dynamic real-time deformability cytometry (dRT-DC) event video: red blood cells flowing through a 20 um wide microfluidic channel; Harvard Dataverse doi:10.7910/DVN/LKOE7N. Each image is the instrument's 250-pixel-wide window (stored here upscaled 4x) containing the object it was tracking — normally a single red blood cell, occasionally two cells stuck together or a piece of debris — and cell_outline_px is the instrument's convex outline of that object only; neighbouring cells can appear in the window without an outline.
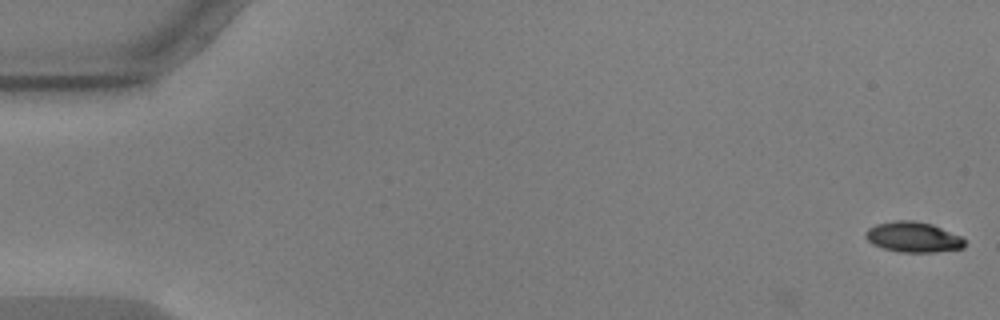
{"species": "common noctule bat (a hibernating species)", "species_latin": "Nyctalus noctula", "temperature_condition": "warm", "stored_images_in_passage": 54, "camera_frame_rate_fps": 3000, "um_per_image_px": 0.085, "animal": {"sex": "male", "body_mass_g": 17.9, "forearm_length_mm": 54.2}, "frame": {"image": 1, "passage_image": 1, "time_ms": 0.0, "image_size_px": [1000, 320], "cell_outline_px": [[964, 248], [936, 252], [900, 252], [884, 248], [872, 244], [864, 236], [864, 232], [868, 228], [876, 224], [896, 220], [912, 220], [932, 224], [960, 236], [964, 240]], "centroid_in_image_um": [77.59, 20.15], "position_along_channel_um": 7.4, "area_um2": 17.51}}
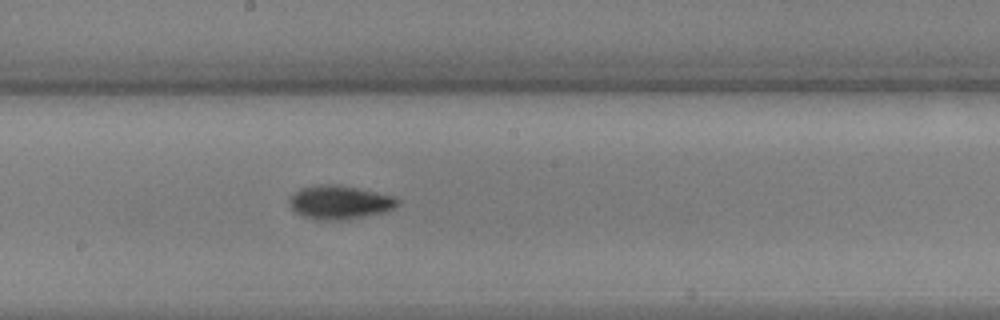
{"frame": {"image": 2, "passage_image": 31, "time_ms": 10.0, "image_size_px": [1000, 320], "cell_outline_px": [[400, 204], [392, 208], [380, 212], [360, 216], [324, 220], [304, 216], [296, 212], [292, 208], [288, 200], [292, 192], [300, 188], [316, 184], [340, 184], [396, 196], [400, 200]], "centroid_in_image_um": [28.84, 17.14], "position_along_channel_um": 219.4, "area_um2": 20.92}}
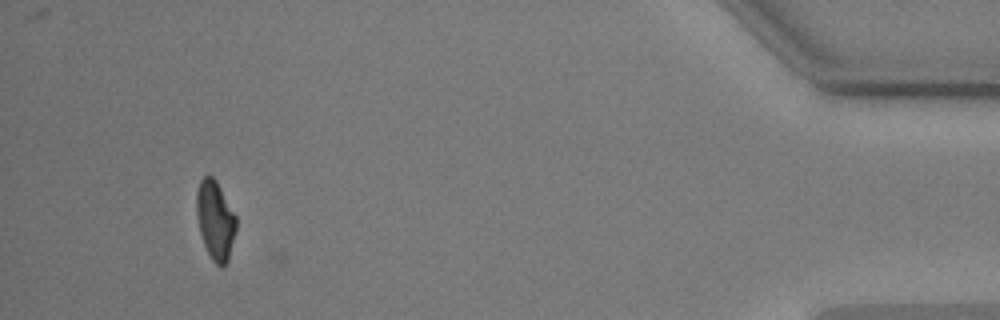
{"frame": {"image": 3, "passage_image": 53, "time_ms": 17.333, "image_size_px": [1000, 320], "cell_outline_px": [[236, 232], [228, 260], [224, 268], [220, 268], [212, 260], [204, 244], [200, 232], [196, 216], [196, 192], [200, 180], [204, 176], [212, 176], [216, 180], [236, 216]], "centroid_in_image_um": [18.3, 18.74], "position_along_channel_um": 416.9, "area_um2": 18.32}, "authors_computed_cell_mechanics": {"area_um2": 19.0162, "velocity_mm_per_s": 3.6038, "shape_relaxation_time_tau1_ms": 3.633, "shape_relaxation_time_tau2_ms": 5.2294, "deformation_change_tau1": 0.1655, "deformation_change_tau2": 0.1097}}